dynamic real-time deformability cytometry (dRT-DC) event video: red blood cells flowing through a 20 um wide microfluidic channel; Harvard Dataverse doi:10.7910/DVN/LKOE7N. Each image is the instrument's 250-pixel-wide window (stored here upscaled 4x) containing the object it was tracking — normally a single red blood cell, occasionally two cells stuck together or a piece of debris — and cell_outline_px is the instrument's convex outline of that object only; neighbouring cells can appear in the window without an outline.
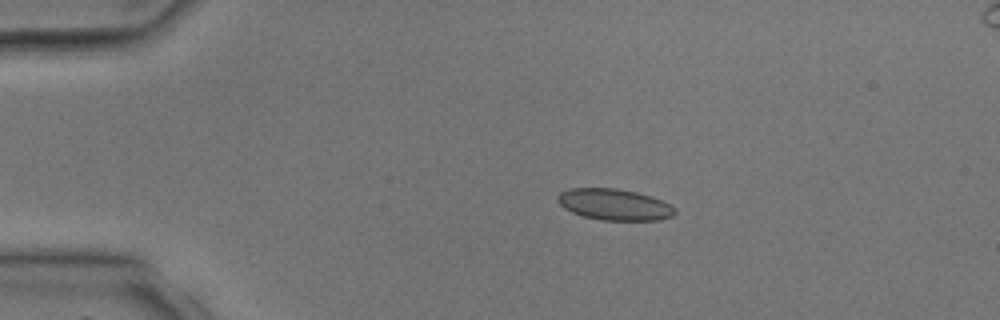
{"species": "common noctule bat (a hibernating species)", "species_latin": "Nyctalus noctula", "temperature_condition": "room temperature", "stored_images_in_passage": 5, "camera_frame_rate_fps": 3000, "um_per_image_px": 0.085, "animal": {"sex": "male", "body_mass_g": 17.9, "forearm_length_mm": 54.2}, "frame": {"image": 1, "passage_image": 3, "time_ms": 2.333, "image_size_px": [1000, 320], "cell_outline_px": [[676, 212], [672, 216], [660, 220], [600, 220], [584, 216], [572, 212], [564, 208], [556, 200], [556, 196], [560, 192], [572, 188], [616, 188], [636, 192], [652, 196], [676, 208]], "centroid_in_image_um": [52.21, 17.38], "position_along_channel_um": 32.8, "area_um2": 21.39}}